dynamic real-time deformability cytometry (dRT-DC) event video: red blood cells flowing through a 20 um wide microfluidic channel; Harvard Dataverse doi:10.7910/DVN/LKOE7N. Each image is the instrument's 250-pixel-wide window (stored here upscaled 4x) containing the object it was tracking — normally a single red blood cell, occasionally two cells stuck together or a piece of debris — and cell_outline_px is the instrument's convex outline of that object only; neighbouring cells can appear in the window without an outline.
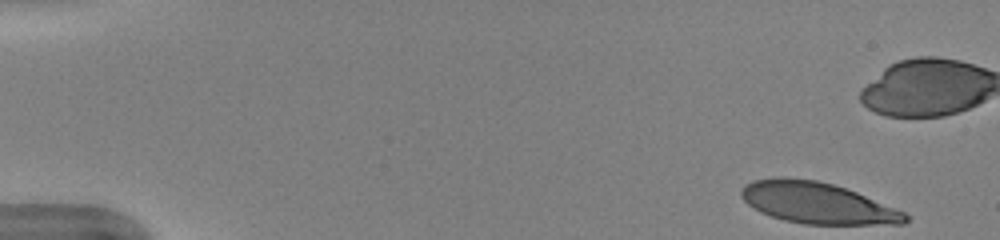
{"species": "human", "species_latin": "Homo sapiens", "temperature_condition": "warm", "stored_images_in_passage": 40, "camera_frame_rate_fps": 3000, "um_per_image_px": 0.085, "donor": {"sex": "female"}, "frame": {"image": 1, "passage_image": 1, "time_ms": 0.0, "image_size_px": [1000, 240], "cell_outline_px": [[908, 220], [904, 224], [804, 224], [784, 220], [760, 212], [748, 204], [740, 196], [740, 188], [744, 184], [752, 180], [776, 176], [816, 180], [832, 184], [856, 192], [904, 212], [908, 216]], "centroid_in_image_um": [69.4, 17.24], "position_along_channel_um": 15.6, "area_um2": 39.3}}
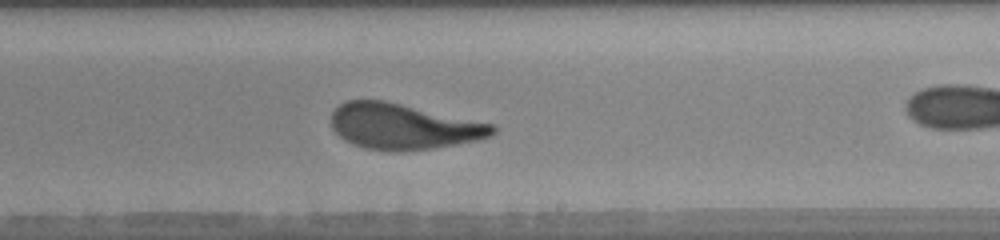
{"frame": {"image": 2, "passage_image": 29, "time_ms": 9.333, "image_size_px": [1000, 240], "cell_outline_px": [[496, 132], [492, 136], [476, 140], [456, 144], [432, 148], [400, 152], [396, 152], [364, 148], [352, 144], [344, 140], [332, 128], [332, 112], [340, 104], [348, 100], [384, 100], [496, 124]], "centroid_in_image_um": [34.3, 10.75], "position_along_channel_um": 254.7, "area_um2": 43.12}}